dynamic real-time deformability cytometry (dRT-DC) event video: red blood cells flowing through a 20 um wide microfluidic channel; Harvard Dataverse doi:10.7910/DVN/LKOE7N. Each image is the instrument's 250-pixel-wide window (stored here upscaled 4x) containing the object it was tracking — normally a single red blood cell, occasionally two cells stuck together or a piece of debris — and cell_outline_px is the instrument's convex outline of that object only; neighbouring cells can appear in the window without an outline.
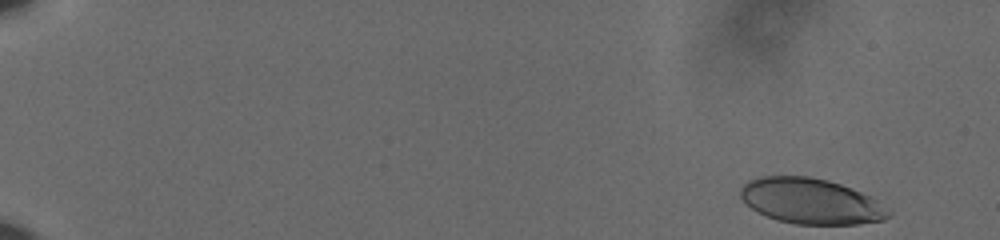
{"species": "human", "species_latin": "Homo sapiens", "temperature_condition": "cold", "stored_images_in_passage": 56, "camera_frame_rate_fps": 3000, "um_per_image_px": 0.085, "donor": {"sex": "male"}, "frame": {"image": 1, "passage_image": 1, "time_ms": 0.0, "image_size_px": [1000, 240], "cell_outline_px": [[892, 212], [884, 220], [856, 224], [796, 224], [776, 220], [756, 212], [740, 196], [740, 188], [748, 180], [760, 176], [808, 176], [828, 180], [852, 188], [868, 196]], "centroid_in_image_um": [68.88, 17.1], "position_along_channel_um": 16.1, "area_um2": 39.07}}
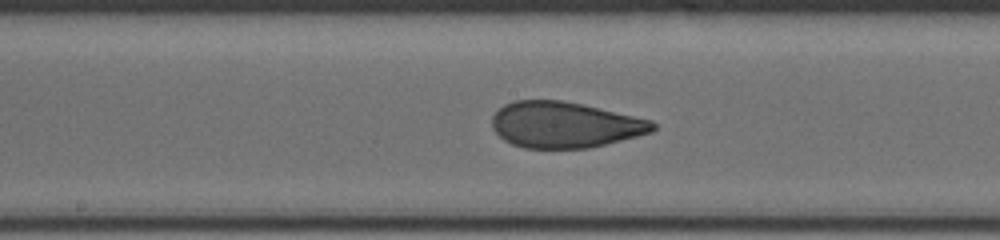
{"frame": {"image": 2, "passage_image": 31, "time_ms": 10.0, "image_size_px": [1000, 240], "cell_outline_px": [[656, 128], [652, 132], [588, 148], [524, 148], [512, 144], [504, 140], [492, 128], [492, 116], [504, 104], [516, 100], [560, 100], [580, 104], [652, 120], [656, 124]], "centroid_in_image_um": [47.98, 10.61], "position_along_channel_um": 200.2, "area_um2": 42.71}}
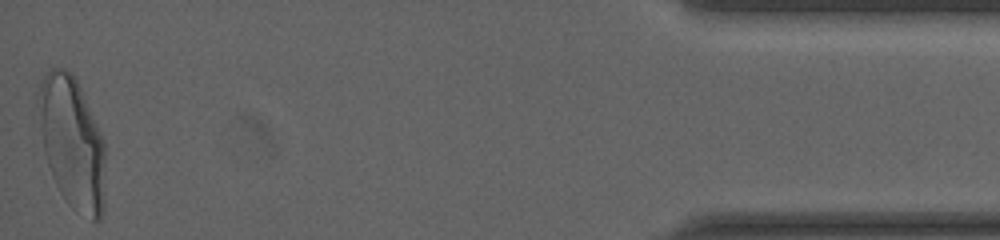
{"frame": {"image": 3, "passage_image": 56, "time_ms": 18.333, "image_size_px": [1000, 240], "cell_outline_px": [[104, 212], [100, 220], [96, 224], [76, 212], [64, 200], [52, 176], [44, 152], [36, 100], [36, 92], [48, 68], [64, 68], [72, 72], [80, 88], [104, 140]], "centroid_in_image_um": [6.12, 12.16], "position_along_channel_um": 429.1, "area_um2": 51.85}, "authors_computed_cell_mechanics": {"area_um2": 43.4945, "velocity_mm_per_s": 3.6136, "shape_relaxation_time_tau1_ms": 6.32, "shape_relaxation_time_tau2_ms": 0.8223, "deformation_change_tau1": 0.1845, "deformation_change_tau2": 0.0676}}